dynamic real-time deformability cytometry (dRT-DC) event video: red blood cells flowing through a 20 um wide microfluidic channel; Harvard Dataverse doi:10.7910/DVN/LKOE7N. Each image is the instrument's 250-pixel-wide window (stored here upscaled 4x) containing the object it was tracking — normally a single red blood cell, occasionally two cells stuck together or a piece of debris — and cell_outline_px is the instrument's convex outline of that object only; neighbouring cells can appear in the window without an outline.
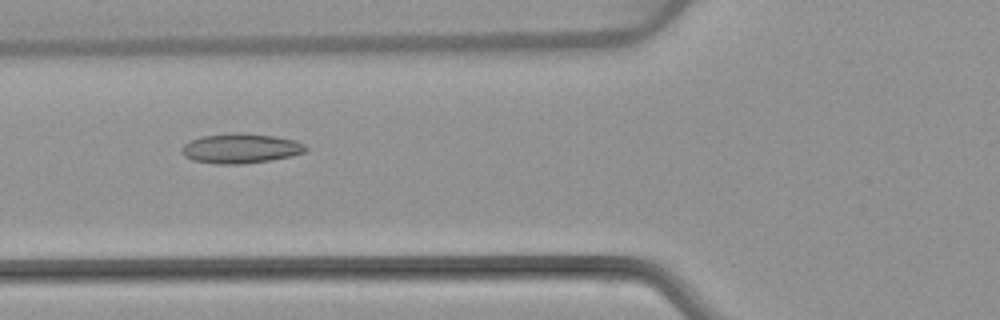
{"species": "common noctule bat (a hibernating species)", "species_latin": "Nyctalus noctula", "temperature_condition": "warm", "stored_images_in_passage": 7, "camera_frame_rate_fps": 3000, "um_per_image_px": 0.085, "animal": {"sex": "female", "body_mass_g": 22.7, "forearm_length_mm": 54.2}, "frame": {"image": 1, "passage_image": 5, "time_ms": 6.333, "image_size_px": [1000, 320], "cell_outline_px": [[308, 148], [304, 152], [292, 156], [272, 160], [244, 164], [216, 164], [192, 160], [184, 156], [180, 152], [180, 148], [184, 144], [200, 136], [232, 132], [240, 132], [276, 136], [296, 140], [304, 144]], "centroid_in_image_um": [20.44, 12.61], "position_along_channel_um": 105.4, "area_um2": 21.91}}
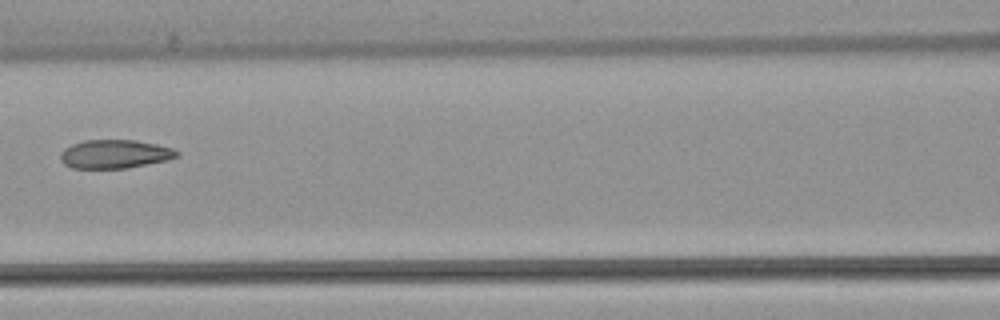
{"frame": {"image": 2, "passage_image": 6, "time_ms": 7.667, "image_size_px": [1000, 320], "cell_outline_px": [[180, 156], [168, 160], [128, 168], [72, 168], [64, 164], [60, 160], [60, 152], [64, 148], [72, 144], [84, 140], [136, 140], [156, 144], [172, 148], [180, 152]], "centroid_in_image_um": [9.76, 13.09], "position_along_channel_um": 156.8, "area_um2": 19.59}}
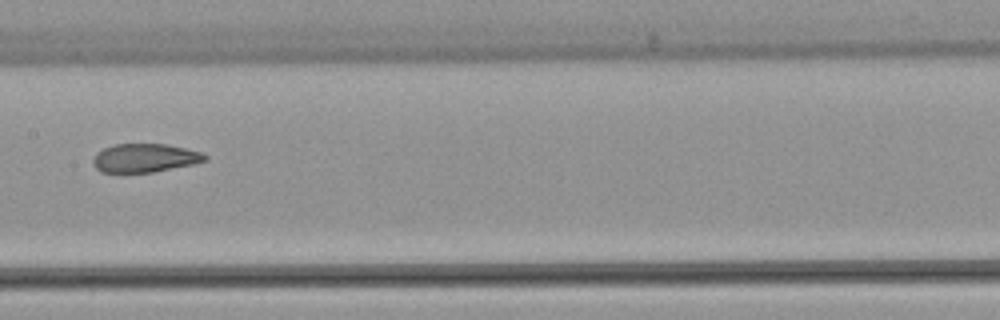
{"frame": {"image": 3, "passage_image": 7, "time_ms": 8.667, "image_size_px": [1000, 320], "cell_outline_px": [[208, 160], [192, 164], [152, 172], [100, 172], [92, 164], [92, 160], [96, 152], [104, 148], [116, 144], [168, 144], [200, 152], [208, 156]], "centroid_in_image_um": [12.28, 13.42], "position_along_channel_um": 195.1, "area_um2": 18.55}}